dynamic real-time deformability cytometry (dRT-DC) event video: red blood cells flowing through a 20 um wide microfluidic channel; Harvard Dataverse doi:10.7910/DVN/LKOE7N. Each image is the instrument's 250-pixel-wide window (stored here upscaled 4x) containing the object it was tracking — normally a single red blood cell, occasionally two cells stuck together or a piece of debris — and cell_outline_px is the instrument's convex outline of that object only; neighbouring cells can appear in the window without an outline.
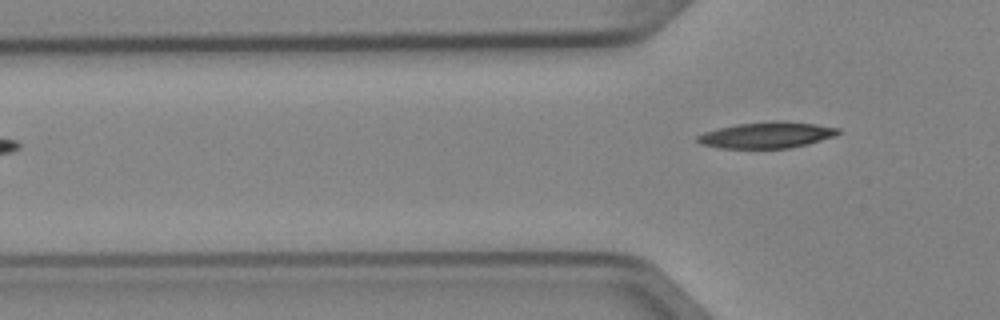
{"species": "Egyptian fruit bat (a non-hibernating species)", "species_latin": "Rousettus aegyptiacus", "temperature_condition": "cold", "stored_images_in_passage": 5, "camera_frame_rate_fps": 3000, "um_per_image_px": 0.085, "animal": {"sex": "female"}, "frame": {"image": 1, "passage_image": 5, "time_ms": 1.333, "image_size_px": [1000, 320], "cell_outline_px": [[840, 132], [836, 136], [808, 144], [788, 148], [720, 148], [700, 144], [696, 140], [696, 136], [704, 132], [736, 124], [772, 120], [780, 120], [816, 124], [840, 128]], "centroid_in_image_um": [65.19, 11.47], "position_along_channel_um": 60.6, "area_um2": 21.62}}